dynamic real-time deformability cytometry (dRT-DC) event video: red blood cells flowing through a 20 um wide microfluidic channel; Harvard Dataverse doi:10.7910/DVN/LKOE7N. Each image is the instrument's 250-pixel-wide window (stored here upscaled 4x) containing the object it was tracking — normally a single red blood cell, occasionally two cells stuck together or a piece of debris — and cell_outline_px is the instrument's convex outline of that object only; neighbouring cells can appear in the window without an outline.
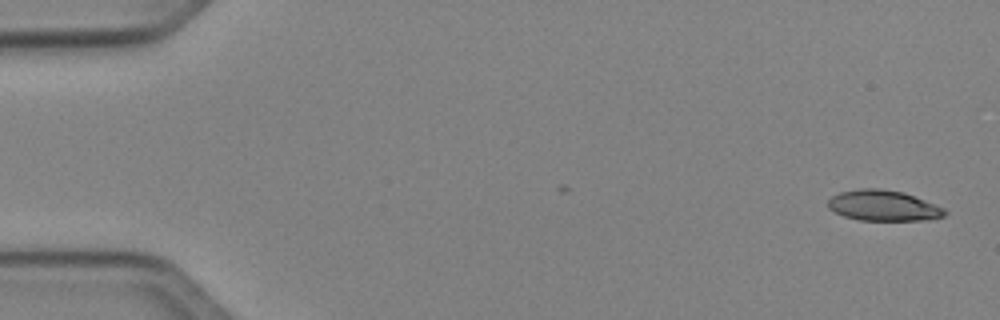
{"species": "Egyptian fruit bat (a non-hibernating species)", "species_latin": "Rousettus aegyptiacus", "temperature_condition": "cold", "stored_images_in_passage": 4, "camera_frame_rate_fps": 3000, "um_per_image_px": 0.085, "animal": {"sex": "female"}, "frame": {"image": 1, "passage_image": 1, "time_ms": 0.0, "image_size_px": [1000, 320], "cell_outline_px": [[948, 212], [944, 216], [924, 220], [860, 220], [844, 216], [828, 208], [828, 200], [832, 196], [840, 192], [860, 188], [880, 188], [904, 192], [944, 208]], "centroid_in_image_um": [75.07, 17.47], "position_along_channel_um": 9.9, "area_um2": 20.75}}
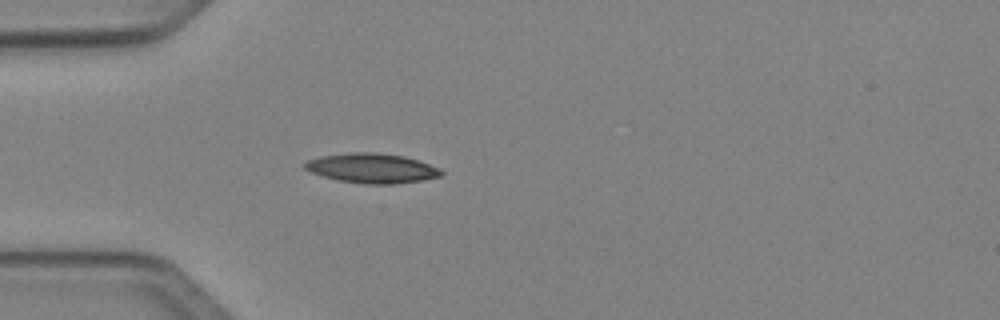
{"frame": {"image": 2, "passage_image": 4, "time_ms": 4.333, "image_size_px": [1000, 320], "cell_outline_px": [[444, 172], [440, 176], [420, 180], [392, 184], [364, 184], [340, 180], [324, 176], [312, 172], [304, 168], [304, 164], [308, 160], [320, 156], [348, 152], [376, 152], [404, 156], [420, 160], [440, 168]], "centroid_in_image_um": [31.63, 14.28], "position_along_channel_um": 53.4, "area_um2": 23.52}}